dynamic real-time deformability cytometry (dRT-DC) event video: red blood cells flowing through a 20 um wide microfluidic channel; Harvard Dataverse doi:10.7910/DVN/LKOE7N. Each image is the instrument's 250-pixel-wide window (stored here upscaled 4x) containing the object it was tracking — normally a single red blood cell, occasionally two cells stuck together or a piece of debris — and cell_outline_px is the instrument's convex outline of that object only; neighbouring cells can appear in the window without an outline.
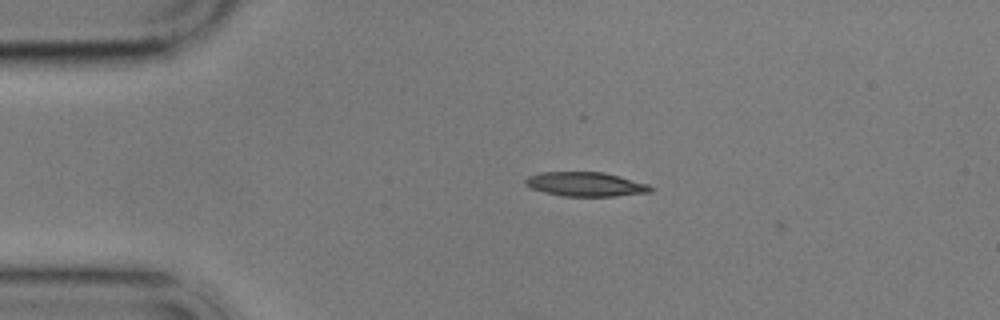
{"species": "common noctule bat (a hibernating species)", "species_latin": "Nyctalus noctula", "temperature_condition": "cold", "stored_images_in_passage": 2, "camera_frame_rate_fps": 3000, "um_per_image_px": 0.085, "animal": {"sex": "male", "body_mass_g": 17.9}, "frame": {"image": 1, "passage_image": 1, "time_ms": 0.0, "image_size_px": [1000, 320], "cell_outline_px": [[656, 188], [652, 192], [616, 196], [560, 196], [544, 192], [532, 188], [524, 184], [524, 180], [528, 176], [540, 172], [604, 172], [620, 176], [648, 184]], "centroid_in_image_um": [49.8, 15.66], "position_along_channel_um": 35.2, "area_um2": 17.86}}